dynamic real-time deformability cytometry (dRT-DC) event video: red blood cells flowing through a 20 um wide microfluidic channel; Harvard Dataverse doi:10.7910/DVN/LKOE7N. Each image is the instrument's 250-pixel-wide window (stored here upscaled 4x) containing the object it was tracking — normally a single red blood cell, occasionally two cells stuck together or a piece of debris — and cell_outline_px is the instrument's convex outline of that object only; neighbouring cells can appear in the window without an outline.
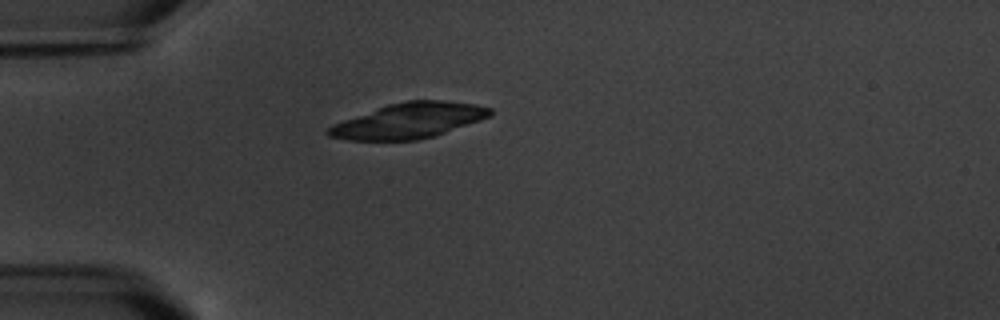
{"species": "common noctule bat (a hibernating species)", "species_latin": "Nyctalus noctula", "temperature_condition": "warm", "stored_images_in_passage": 2, "camera_frame_rate_fps": 3000, "um_per_image_px": 0.085, "animal": {"sex": "male", "body_mass_g": 20.1, "forearm_length_mm": 53.5}, "frame": {"image": 1, "passage_image": 2, "time_ms": 1.333, "image_size_px": [1000, 320], "cell_outline_px": [[492, 116], [436, 136], [416, 140], [348, 140], [328, 136], [324, 132], [332, 124], [388, 104], [408, 100], [444, 100], [476, 104], [492, 108]], "centroid_in_image_um": [34.78, 10.25], "position_along_channel_um": 50.2, "area_um2": 33.41}}